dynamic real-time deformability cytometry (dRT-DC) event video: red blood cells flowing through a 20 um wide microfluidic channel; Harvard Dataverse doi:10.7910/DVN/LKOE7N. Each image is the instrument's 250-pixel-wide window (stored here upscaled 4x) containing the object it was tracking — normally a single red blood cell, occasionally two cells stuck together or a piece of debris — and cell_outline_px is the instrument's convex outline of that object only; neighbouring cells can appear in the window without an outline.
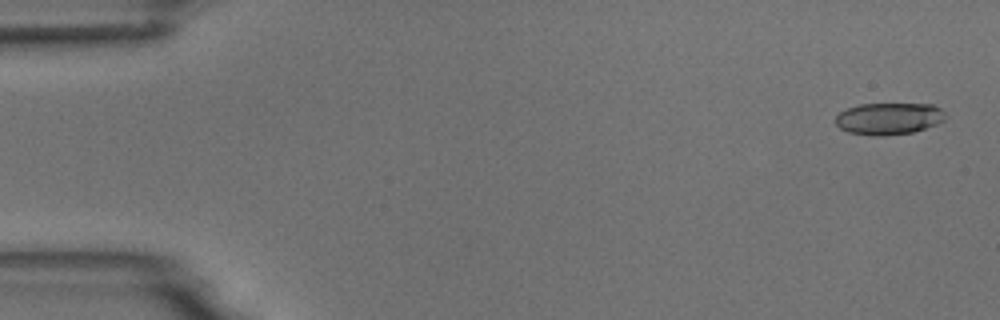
{"species": "common noctule bat (a hibernating species)", "species_latin": "Nyctalus noctula", "temperature_condition": "room temperature", "stored_images_in_passage": 6, "camera_frame_rate_fps": 3000, "um_per_image_px": 0.085, "animal": {"sex": "male", "body_mass_g": 18.8}, "frame": {"image": 1, "passage_image": 1, "time_ms": 0.0, "image_size_px": [1000, 320], "cell_outline_px": [[948, 116], [944, 120], [936, 124], [912, 132], [884, 136], [876, 136], [848, 132], [840, 128], [836, 124], [836, 116], [840, 112], [848, 108], [860, 104], [932, 104], [940, 108]], "centroid_in_image_um": [75.56, 10.08], "position_along_channel_um": 9.4, "area_um2": 20.35}}
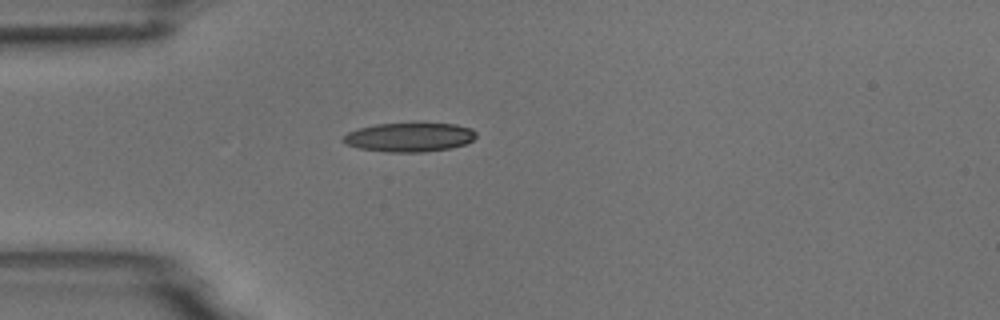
{"frame": {"image": 2, "passage_image": 4, "time_ms": 4.333, "image_size_px": [1000, 320], "cell_outline_px": [[476, 136], [472, 140], [464, 144], [452, 148], [420, 152], [388, 152], [360, 148], [348, 144], [340, 140], [348, 132], [360, 128], [376, 124], [412, 120], [456, 124], [472, 128], [476, 132]], "centroid_in_image_um": [34.84, 11.6], "position_along_channel_um": 50.2, "area_um2": 23.35}}